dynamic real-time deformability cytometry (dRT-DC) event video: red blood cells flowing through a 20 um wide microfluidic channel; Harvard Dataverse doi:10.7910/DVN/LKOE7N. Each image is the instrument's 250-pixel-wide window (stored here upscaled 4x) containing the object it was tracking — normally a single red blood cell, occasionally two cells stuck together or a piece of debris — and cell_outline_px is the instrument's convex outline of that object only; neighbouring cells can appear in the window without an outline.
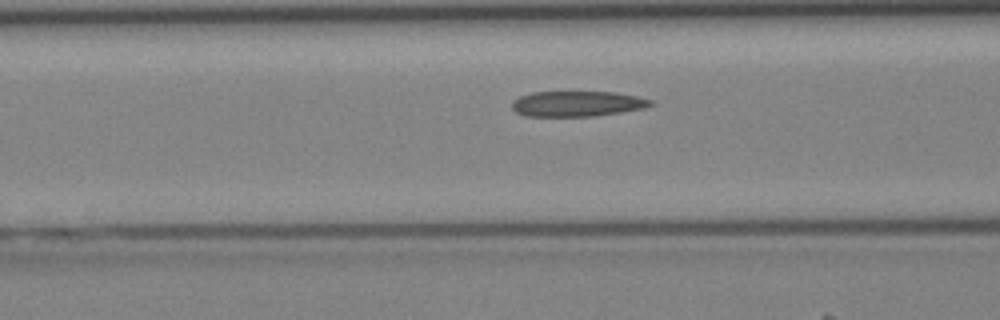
{"species": "Egyptian fruit bat (a non-hibernating species)", "species_latin": "Rousettus aegyptiacus", "temperature_condition": "cold", "stored_images_in_passage": 32, "camera_frame_rate_fps": 3000, "um_per_image_px": 0.085, "animal": {"sex": "female"}, "frame": {"image": 1, "passage_image": 7, "time_ms": 2.0, "image_size_px": [1000, 320], "cell_outline_px": [[656, 104], [644, 108], [620, 112], [592, 116], [524, 116], [516, 112], [512, 108], [512, 100], [520, 96], [532, 92], [616, 92], [636, 96], [652, 100]], "centroid_in_image_um": [49.06, 8.81], "position_along_channel_um": 117.5, "area_um2": 20.58}}
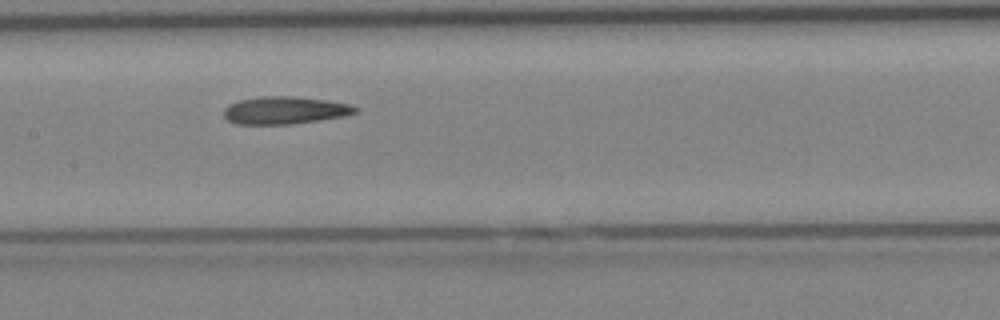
{"frame": {"image": 2, "passage_image": 11, "time_ms": 3.333, "image_size_px": [1000, 320], "cell_outline_px": [[360, 108], [356, 112], [344, 116], [292, 124], [236, 124], [228, 120], [224, 116], [224, 108], [228, 104], [240, 100], [260, 96], [292, 96], [328, 100], [348, 104]], "centroid_in_image_um": [24.19, 9.37], "position_along_channel_um": 183.2, "area_um2": 21.1}}
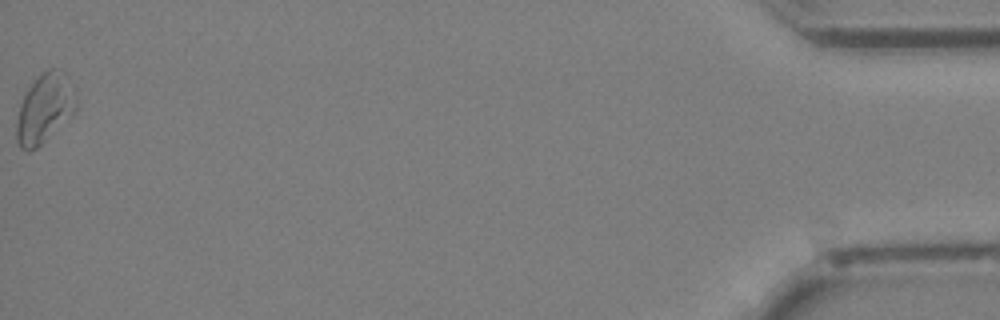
{"frame": {"image": 3, "passage_image": 32, "time_ms": 10.333, "image_size_px": [1000, 320], "cell_outline_px": [[76, 112], [72, 116], [36, 148], [28, 152], [20, 148], [16, 140], [16, 120], [20, 104], [28, 88], [48, 68], [60, 68], [64, 72], [76, 92]], "centroid_in_image_um": [3.8, 9.23], "position_along_channel_um": 431.4, "area_um2": 24.04}}